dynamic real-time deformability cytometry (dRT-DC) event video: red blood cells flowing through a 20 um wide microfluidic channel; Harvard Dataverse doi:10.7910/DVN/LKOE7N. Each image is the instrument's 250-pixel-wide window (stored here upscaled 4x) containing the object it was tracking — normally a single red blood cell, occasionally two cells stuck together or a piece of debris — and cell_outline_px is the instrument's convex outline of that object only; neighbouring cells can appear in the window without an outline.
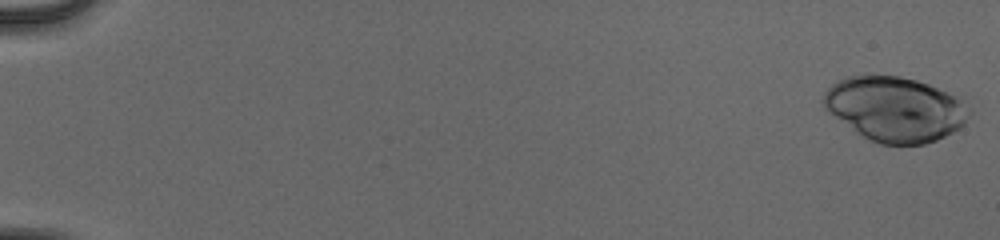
{"species": "human", "species_latin": "Homo sapiens", "temperature_condition": "cold", "stored_images_in_passage": 53, "camera_frame_rate_fps": 3000, "um_per_image_px": 0.085, "donor": {"sex": "male"}, "frame": {"image": 1, "passage_image": 1, "time_ms": 0.0, "image_size_px": [1000, 240], "cell_outline_px": [[972, 112], [964, 124], [960, 128], [936, 140], [924, 144], [880, 144], [856, 132], [828, 112], [824, 108], [824, 92], [836, 80], [844, 76], [868, 72], [900, 76], [916, 80], [928, 84], [960, 100], [972, 108]], "centroid_in_image_um": [76.04, 9.23], "position_along_channel_um": 9.0, "area_um2": 55.26}}
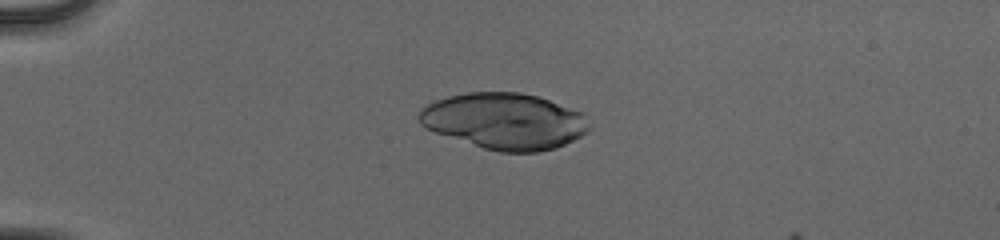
{"frame": {"image": 2, "passage_image": 15, "time_ms": 4.667, "image_size_px": [1000, 240], "cell_outline_px": [[592, 128], [588, 132], [556, 148], [540, 152], [500, 152], [484, 148], [436, 132], [420, 124], [416, 116], [432, 100], [448, 96], [468, 92], [520, 92], [536, 96], [584, 112]], "centroid_in_image_um": [42.91, 10.29], "position_along_channel_um": 42.1, "area_um2": 55.72}}